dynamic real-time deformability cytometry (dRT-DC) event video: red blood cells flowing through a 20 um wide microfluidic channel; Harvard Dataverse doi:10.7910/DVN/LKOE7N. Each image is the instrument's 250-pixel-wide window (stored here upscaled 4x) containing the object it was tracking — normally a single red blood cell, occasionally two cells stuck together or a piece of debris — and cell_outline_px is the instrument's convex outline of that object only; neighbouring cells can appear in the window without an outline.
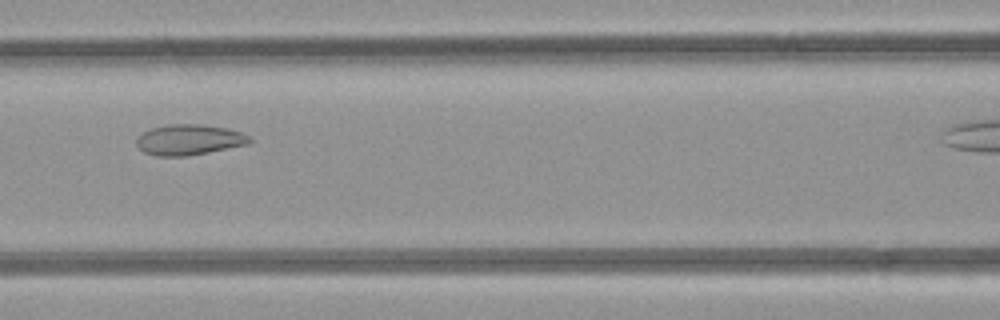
{"species": "common noctule bat (a hibernating species)", "species_latin": "Nyctalus noctula", "temperature_condition": "room temperature", "stored_images_in_passage": 9, "segment_of_instrument_passage": [1, 2], "camera_frame_rate_fps": 3000, "um_per_image_px": 0.085, "animal": {"sex": "female", "body_mass_g": 21.9}, "frame": {"image": 1, "passage_image": 6, "time_ms": 6.667, "image_size_px": [1000, 320], "cell_outline_px": [[252, 140], [248, 144], [208, 152], [184, 156], [156, 156], [144, 152], [136, 144], [136, 140], [144, 132], [152, 128], [168, 124], [200, 124], [228, 128], [240, 132], [248, 136]], "centroid_in_image_um": [16.07, 11.87], "position_along_channel_um": 150.5, "area_um2": 19.94}}
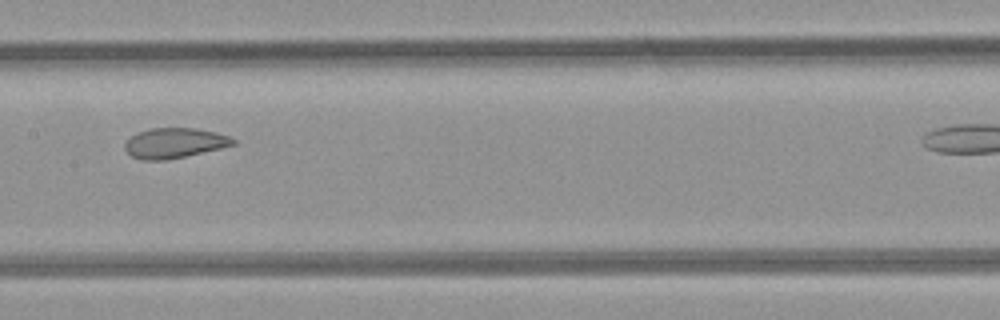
{"frame": {"image": 2, "passage_image": 7, "time_ms": 7.667, "image_size_px": [1000, 320], "cell_outline_px": [[236, 144], [220, 148], [168, 160], [140, 160], [132, 156], [124, 148], [124, 144], [136, 132], [152, 128], [196, 128], [216, 132], [228, 136], [236, 140]], "centroid_in_image_um": [14.82, 12.15], "position_along_channel_um": 192.6, "area_um2": 18.96}}
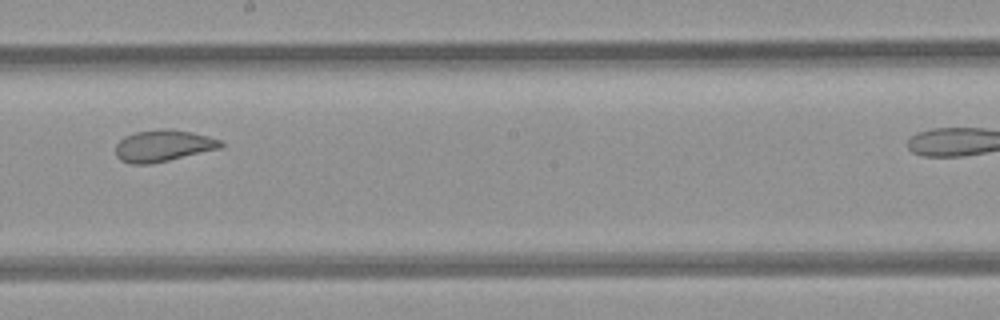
{"frame": {"image": 3, "passage_image": 8, "time_ms": 8.667, "image_size_px": [1000, 320], "cell_outline_px": [[224, 144], [220, 148], [168, 160], [148, 164], [132, 164], [120, 160], [116, 156], [116, 144], [124, 136], [136, 132], [160, 128], [172, 128], [192, 132], [224, 140]], "centroid_in_image_um": [13.88, 12.37], "position_along_channel_um": 234.3, "area_um2": 19.48}}